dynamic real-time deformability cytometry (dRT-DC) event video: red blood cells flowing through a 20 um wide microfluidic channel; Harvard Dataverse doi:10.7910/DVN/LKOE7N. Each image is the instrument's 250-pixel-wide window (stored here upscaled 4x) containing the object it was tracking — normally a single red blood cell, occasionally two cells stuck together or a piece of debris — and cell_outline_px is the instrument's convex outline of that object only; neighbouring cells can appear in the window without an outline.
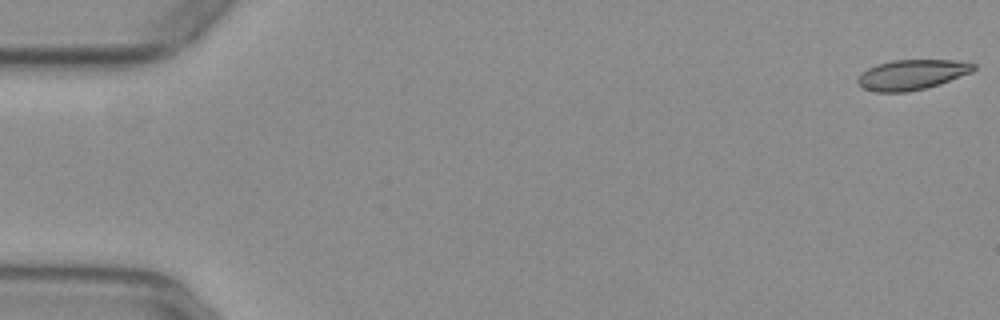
{"species": "common noctule bat (a hibernating species)", "species_latin": "Nyctalus noctula", "temperature_condition": "warm", "stored_images_in_passage": 53, "camera_frame_rate_fps": 3000, "um_per_image_px": 0.085, "animal": {"sex": "female", "body_mass_g": 29.2, "forearm_length_mm": 56.3}, "frame": {"image": 1, "passage_image": 1, "time_ms": 0.0, "image_size_px": [1000, 320], "cell_outline_px": [[976, 68], [972, 72], [940, 84], [908, 92], [876, 92], [860, 88], [856, 80], [868, 68], [876, 64], [892, 60], [968, 60], [976, 64]], "centroid_in_image_um": [77.54, 6.34], "position_along_channel_um": 7.5, "area_um2": 20.58}}
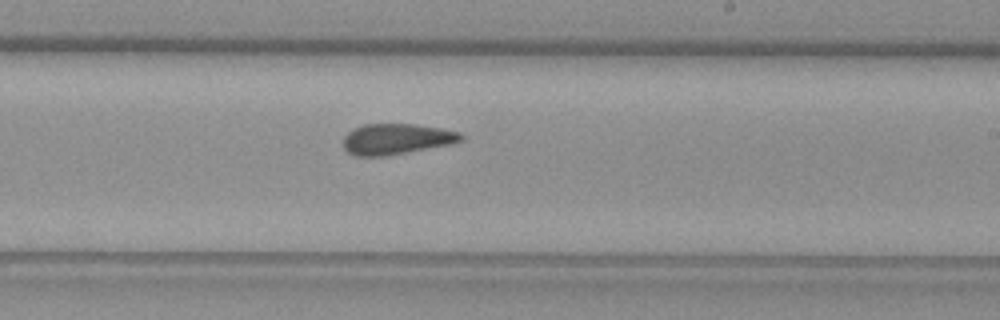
{"frame": {"image": 2, "passage_image": 32, "time_ms": 10.333, "image_size_px": [1000, 320], "cell_outline_px": [[464, 140], [452, 144], [384, 156], [356, 156], [348, 152], [344, 148], [344, 136], [352, 128], [364, 124], [416, 124], [440, 128], [460, 132], [464, 136]], "centroid_in_image_um": [33.71, 11.81], "position_along_channel_um": 255.3, "area_um2": 21.15}}
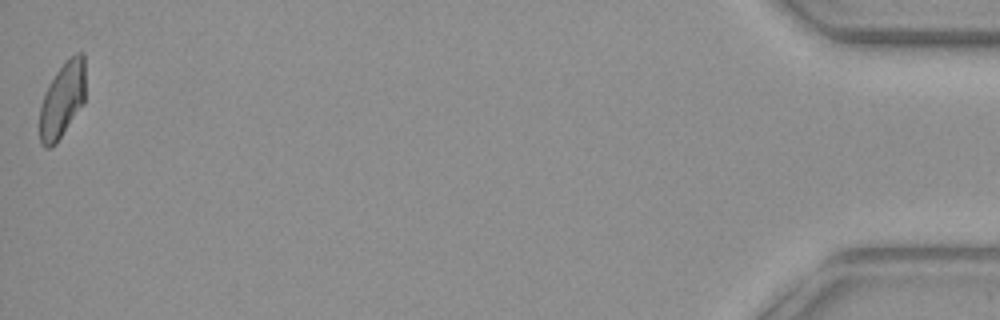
{"frame": {"image": 3, "passage_image": 53, "time_ms": 17.333, "image_size_px": [1000, 320], "cell_outline_px": [[84, 104], [56, 144], [48, 148], [44, 148], [40, 144], [40, 108], [44, 92], [48, 84], [56, 72], [76, 52], [80, 52], [84, 56]], "centroid_in_image_um": [5.28, 8.54], "position_along_channel_um": 429.9, "area_um2": 20.06}, "authors_computed_cell_mechanics": {"area_um2": 21.1548, "velocity_mm_per_s": 3.9381, "shape_relaxation_time_tau1_ms": null, "shape_relaxation_time_tau2_ms": 2.5236, "deformation_change_tau1": null, "deformation_change_tau2": 0.0752}}